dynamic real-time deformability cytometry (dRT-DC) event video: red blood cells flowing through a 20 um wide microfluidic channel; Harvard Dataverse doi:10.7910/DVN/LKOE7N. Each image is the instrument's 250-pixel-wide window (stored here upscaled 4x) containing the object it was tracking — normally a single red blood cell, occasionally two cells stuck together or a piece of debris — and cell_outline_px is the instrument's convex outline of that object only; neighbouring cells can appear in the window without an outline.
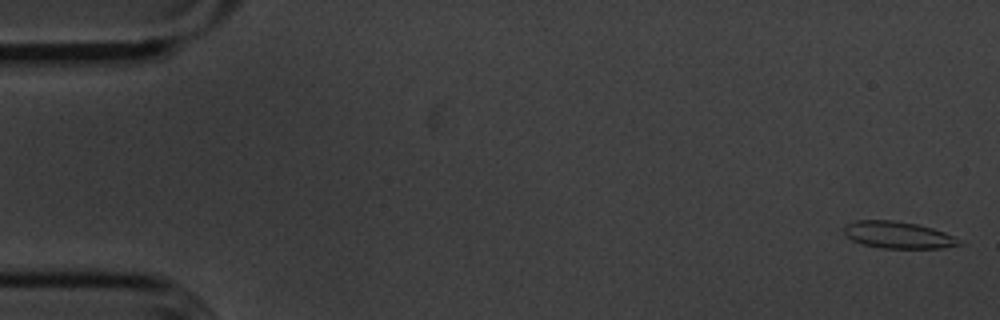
{"species": "common noctule bat (a hibernating species)", "species_latin": "Nyctalus noctula", "temperature_condition": "cold", "stored_images_in_passage": 57, "camera_frame_rate_fps": 3000, "um_per_image_px": 0.085, "animal": {"sex": "male", "body_mass_g": 20.1, "forearm_length_mm": 53.5}, "frame": {"image": 1, "passage_image": 2, "time_ms": 0.333, "image_size_px": [1000, 320], "cell_outline_px": [[964, 244], [944, 248], [884, 248], [860, 244], [852, 240], [844, 232], [844, 228], [848, 224], [856, 220], [892, 220], [916, 224], [932, 228], [944, 232], [952, 236]], "centroid_in_image_um": [76.33, 19.98], "position_along_channel_um": 8.7, "area_um2": 17.86}}
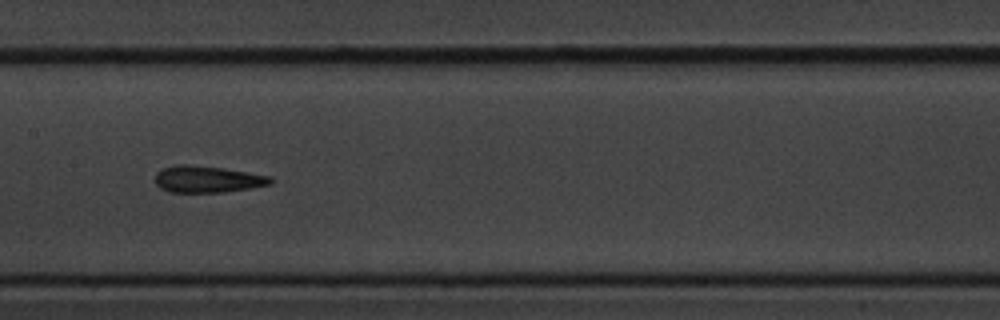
{"frame": {"image": 2, "passage_image": 28, "time_ms": 9.0, "image_size_px": [1000, 320], "cell_outline_px": [[276, 180], [272, 184], [252, 188], [224, 192], [172, 192], [160, 188], [156, 184], [156, 172], [164, 168], [176, 164], [188, 164], [224, 168], [272, 176]], "centroid_in_image_um": [17.69, 15.23], "position_along_channel_um": 189.7, "area_um2": 18.15}}
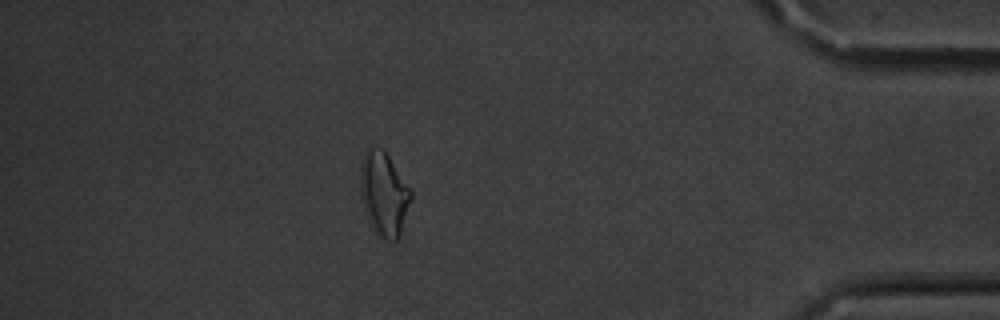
{"frame": {"image": 3, "passage_image": 50, "time_ms": 16.333, "image_size_px": [1000, 320], "cell_outline_px": [[412, 196], [400, 236], [396, 240], [388, 240], [380, 236], [372, 228], [364, 204], [360, 188], [360, 164], [368, 148], [380, 148], [388, 156], [412, 192]], "centroid_in_image_um": [32.64, 16.49], "position_along_channel_um": 402.6, "area_um2": 23.99}, "authors_computed_cell_mechanics": {"area_um2": 19.363, "velocity_mm_per_s": 3.5983, "shape_relaxation_time_tau1_ms": 3.8965, "shape_relaxation_time_tau2_ms": 0.9456, "deformation_change_tau1": 0.1857, "deformation_change_tau2": 0.0965}}